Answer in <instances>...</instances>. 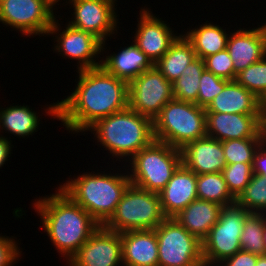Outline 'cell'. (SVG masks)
<instances>
[{
  "label": "cell",
  "mask_w": 266,
  "mask_h": 266,
  "mask_svg": "<svg viewBox=\"0 0 266 266\" xmlns=\"http://www.w3.org/2000/svg\"><path fill=\"white\" fill-rule=\"evenodd\" d=\"M76 72L77 84L72 92L60 101L45 105L43 112L45 117L60 121L67 133L84 136L99 119L128 107V83L102 66Z\"/></svg>",
  "instance_id": "6da1fadb"
},
{
  "label": "cell",
  "mask_w": 266,
  "mask_h": 266,
  "mask_svg": "<svg viewBox=\"0 0 266 266\" xmlns=\"http://www.w3.org/2000/svg\"><path fill=\"white\" fill-rule=\"evenodd\" d=\"M54 193L33 199L44 233L67 264L100 227L97 221L58 186Z\"/></svg>",
  "instance_id": "7a4b0ae2"
},
{
  "label": "cell",
  "mask_w": 266,
  "mask_h": 266,
  "mask_svg": "<svg viewBox=\"0 0 266 266\" xmlns=\"http://www.w3.org/2000/svg\"><path fill=\"white\" fill-rule=\"evenodd\" d=\"M110 165L113 167L114 165L109 164L108 167L113 172L108 171V168L104 171L99 169L81 172L74 177L70 175L67 177L68 180L58 184V187L89 213L100 226L113 215L124 192L131 184L124 164L122 167L118 165V170L110 168Z\"/></svg>",
  "instance_id": "3957f363"
},
{
  "label": "cell",
  "mask_w": 266,
  "mask_h": 266,
  "mask_svg": "<svg viewBox=\"0 0 266 266\" xmlns=\"http://www.w3.org/2000/svg\"><path fill=\"white\" fill-rule=\"evenodd\" d=\"M88 132L94 135L95 145L105 148L112 156L109 157L113 160L112 164L119 161L117 163L121 166L155 140L153 120L129 107L99 119L84 134Z\"/></svg>",
  "instance_id": "277c9868"
},
{
  "label": "cell",
  "mask_w": 266,
  "mask_h": 266,
  "mask_svg": "<svg viewBox=\"0 0 266 266\" xmlns=\"http://www.w3.org/2000/svg\"><path fill=\"white\" fill-rule=\"evenodd\" d=\"M154 138L182 149L187 143L207 136L205 108L172 99L153 120Z\"/></svg>",
  "instance_id": "5b68a950"
},
{
  "label": "cell",
  "mask_w": 266,
  "mask_h": 266,
  "mask_svg": "<svg viewBox=\"0 0 266 266\" xmlns=\"http://www.w3.org/2000/svg\"><path fill=\"white\" fill-rule=\"evenodd\" d=\"M127 163L131 184L158 194L182 164L181 149L154 140Z\"/></svg>",
  "instance_id": "8992f818"
},
{
  "label": "cell",
  "mask_w": 266,
  "mask_h": 266,
  "mask_svg": "<svg viewBox=\"0 0 266 266\" xmlns=\"http://www.w3.org/2000/svg\"><path fill=\"white\" fill-rule=\"evenodd\" d=\"M166 218L157 193L130 184L103 226L118 233L155 230Z\"/></svg>",
  "instance_id": "52a82bcc"
},
{
  "label": "cell",
  "mask_w": 266,
  "mask_h": 266,
  "mask_svg": "<svg viewBox=\"0 0 266 266\" xmlns=\"http://www.w3.org/2000/svg\"><path fill=\"white\" fill-rule=\"evenodd\" d=\"M57 6L56 0H3L0 3V23L11 31L16 30L22 37L45 38L58 16L56 10L60 7Z\"/></svg>",
  "instance_id": "ba28073f"
},
{
  "label": "cell",
  "mask_w": 266,
  "mask_h": 266,
  "mask_svg": "<svg viewBox=\"0 0 266 266\" xmlns=\"http://www.w3.org/2000/svg\"><path fill=\"white\" fill-rule=\"evenodd\" d=\"M249 214L236 203L222 208L219 220L202 240L205 266H216L241 250L240 237Z\"/></svg>",
  "instance_id": "9c48e42d"
},
{
  "label": "cell",
  "mask_w": 266,
  "mask_h": 266,
  "mask_svg": "<svg viewBox=\"0 0 266 266\" xmlns=\"http://www.w3.org/2000/svg\"><path fill=\"white\" fill-rule=\"evenodd\" d=\"M158 266H205L202 242L173 217H167L156 229Z\"/></svg>",
  "instance_id": "30bf717a"
},
{
  "label": "cell",
  "mask_w": 266,
  "mask_h": 266,
  "mask_svg": "<svg viewBox=\"0 0 266 266\" xmlns=\"http://www.w3.org/2000/svg\"><path fill=\"white\" fill-rule=\"evenodd\" d=\"M62 1V5H65L64 9L71 5L68 10L72 8L73 12L69 14L72 17H67L68 22L66 21L71 27L91 33L102 43L115 39L121 23L117 11L119 9L116 7L118 4L114 1L61 0L58 5L61 6Z\"/></svg>",
  "instance_id": "8fae6325"
},
{
  "label": "cell",
  "mask_w": 266,
  "mask_h": 266,
  "mask_svg": "<svg viewBox=\"0 0 266 266\" xmlns=\"http://www.w3.org/2000/svg\"><path fill=\"white\" fill-rule=\"evenodd\" d=\"M61 17L63 15L54 18L47 35L52 36L51 41L54 40L53 53L62 55L66 60H75L76 71L101 66L102 42L91 33L73 28L68 23L61 26L58 22Z\"/></svg>",
  "instance_id": "7c38bea8"
},
{
  "label": "cell",
  "mask_w": 266,
  "mask_h": 266,
  "mask_svg": "<svg viewBox=\"0 0 266 266\" xmlns=\"http://www.w3.org/2000/svg\"><path fill=\"white\" fill-rule=\"evenodd\" d=\"M174 99L172 82L157 68L142 72L128 84V107L152 120Z\"/></svg>",
  "instance_id": "4fadbf2b"
},
{
  "label": "cell",
  "mask_w": 266,
  "mask_h": 266,
  "mask_svg": "<svg viewBox=\"0 0 266 266\" xmlns=\"http://www.w3.org/2000/svg\"><path fill=\"white\" fill-rule=\"evenodd\" d=\"M145 7L146 5L140 8L132 38L138 48L155 64L182 33L174 31L168 21L153 14L148 6Z\"/></svg>",
  "instance_id": "5bb4252c"
},
{
  "label": "cell",
  "mask_w": 266,
  "mask_h": 266,
  "mask_svg": "<svg viewBox=\"0 0 266 266\" xmlns=\"http://www.w3.org/2000/svg\"><path fill=\"white\" fill-rule=\"evenodd\" d=\"M66 266H123L121 234L100 226Z\"/></svg>",
  "instance_id": "9a60e30c"
},
{
  "label": "cell",
  "mask_w": 266,
  "mask_h": 266,
  "mask_svg": "<svg viewBox=\"0 0 266 266\" xmlns=\"http://www.w3.org/2000/svg\"><path fill=\"white\" fill-rule=\"evenodd\" d=\"M207 136L219 141L265 138L262 114L206 112Z\"/></svg>",
  "instance_id": "2e32d148"
},
{
  "label": "cell",
  "mask_w": 266,
  "mask_h": 266,
  "mask_svg": "<svg viewBox=\"0 0 266 266\" xmlns=\"http://www.w3.org/2000/svg\"><path fill=\"white\" fill-rule=\"evenodd\" d=\"M258 23L252 29L250 26L238 29L235 27L228 36L226 49L233 60L234 80L236 74L266 56V33Z\"/></svg>",
  "instance_id": "e0dca14e"
},
{
  "label": "cell",
  "mask_w": 266,
  "mask_h": 266,
  "mask_svg": "<svg viewBox=\"0 0 266 266\" xmlns=\"http://www.w3.org/2000/svg\"><path fill=\"white\" fill-rule=\"evenodd\" d=\"M131 44V45H130ZM121 46L117 51L110 54V47L107 41L102 43L101 66L118 79L124 80L128 84L138 77L142 72L154 67V63L143 53L138 46L132 42ZM108 48V49H107ZM108 51V52H107ZM104 53L106 55H104Z\"/></svg>",
  "instance_id": "ac0fdd59"
},
{
  "label": "cell",
  "mask_w": 266,
  "mask_h": 266,
  "mask_svg": "<svg viewBox=\"0 0 266 266\" xmlns=\"http://www.w3.org/2000/svg\"><path fill=\"white\" fill-rule=\"evenodd\" d=\"M181 155L182 164L196 175L222 172L227 165L222 142L208 136L187 143Z\"/></svg>",
  "instance_id": "d6986e66"
},
{
  "label": "cell",
  "mask_w": 266,
  "mask_h": 266,
  "mask_svg": "<svg viewBox=\"0 0 266 266\" xmlns=\"http://www.w3.org/2000/svg\"><path fill=\"white\" fill-rule=\"evenodd\" d=\"M166 217H175L197 197V175L181 164L158 193Z\"/></svg>",
  "instance_id": "ffe728a7"
},
{
  "label": "cell",
  "mask_w": 266,
  "mask_h": 266,
  "mask_svg": "<svg viewBox=\"0 0 266 266\" xmlns=\"http://www.w3.org/2000/svg\"><path fill=\"white\" fill-rule=\"evenodd\" d=\"M120 234L123 266H158L155 230H133Z\"/></svg>",
  "instance_id": "44dd1931"
},
{
  "label": "cell",
  "mask_w": 266,
  "mask_h": 266,
  "mask_svg": "<svg viewBox=\"0 0 266 266\" xmlns=\"http://www.w3.org/2000/svg\"><path fill=\"white\" fill-rule=\"evenodd\" d=\"M205 112L261 114L260 99L233 80L225 85Z\"/></svg>",
  "instance_id": "7402d4cb"
},
{
  "label": "cell",
  "mask_w": 266,
  "mask_h": 266,
  "mask_svg": "<svg viewBox=\"0 0 266 266\" xmlns=\"http://www.w3.org/2000/svg\"><path fill=\"white\" fill-rule=\"evenodd\" d=\"M222 208L214 202L196 199L173 218L202 242L219 220Z\"/></svg>",
  "instance_id": "603a6c76"
},
{
  "label": "cell",
  "mask_w": 266,
  "mask_h": 266,
  "mask_svg": "<svg viewBox=\"0 0 266 266\" xmlns=\"http://www.w3.org/2000/svg\"><path fill=\"white\" fill-rule=\"evenodd\" d=\"M12 105H8L6 108L2 105L0 107V135L2 133V136L9 139L11 138L8 136L12 135L21 139L32 137L40 128L42 115L34 108L32 109V106L30 108L28 104L16 105L15 103L14 106L13 103ZM4 132L10 135L6 136Z\"/></svg>",
  "instance_id": "cb8c5ba5"
},
{
  "label": "cell",
  "mask_w": 266,
  "mask_h": 266,
  "mask_svg": "<svg viewBox=\"0 0 266 266\" xmlns=\"http://www.w3.org/2000/svg\"><path fill=\"white\" fill-rule=\"evenodd\" d=\"M191 28L189 27L187 31L183 30L181 33L192 44L198 58L204 60L206 57L226 49L231 28H227V32L226 27L224 29L219 24L208 20Z\"/></svg>",
  "instance_id": "d4e9b609"
},
{
  "label": "cell",
  "mask_w": 266,
  "mask_h": 266,
  "mask_svg": "<svg viewBox=\"0 0 266 266\" xmlns=\"http://www.w3.org/2000/svg\"><path fill=\"white\" fill-rule=\"evenodd\" d=\"M196 58L192 44L181 34L154 66L173 83Z\"/></svg>",
  "instance_id": "484cf974"
},
{
  "label": "cell",
  "mask_w": 266,
  "mask_h": 266,
  "mask_svg": "<svg viewBox=\"0 0 266 266\" xmlns=\"http://www.w3.org/2000/svg\"><path fill=\"white\" fill-rule=\"evenodd\" d=\"M197 197L223 207L236 202V198L227 187L222 172L197 175Z\"/></svg>",
  "instance_id": "4316f807"
},
{
  "label": "cell",
  "mask_w": 266,
  "mask_h": 266,
  "mask_svg": "<svg viewBox=\"0 0 266 266\" xmlns=\"http://www.w3.org/2000/svg\"><path fill=\"white\" fill-rule=\"evenodd\" d=\"M204 70L203 59L197 57L193 60L172 83L174 99L197 104L199 81Z\"/></svg>",
  "instance_id": "83f0119b"
},
{
  "label": "cell",
  "mask_w": 266,
  "mask_h": 266,
  "mask_svg": "<svg viewBox=\"0 0 266 266\" xmlns=\"http://www.w3.org/2000/svg\"><path fill=\"white\" fill-rule=\"evenodd\" d=\"M265 223V213H250L246 217L240 237L241 250L257 255H264L263 232Z\"/></svg>",
  "instance_id": "f1b7e54d"
},
{
  "label": "cell",
  "mask_w": 266,
  "mask_h": 266,
  "mask_svg": "<svg viewBox=\"0 0 266 266\" xmlns=\"http://www.w3.org/2000/svg\"><path fill=\"white\" fill-rule=\"evenodd\" d=\"M265 141V138H243L222 141L227 165L238 162L253 163L256 151Z\"/></svg>",
  "instance_id": "f546056e"
},
{
  "label": "cell",
  "mask_w": 266,
  "mask_h": 266,
  "mask_svg": "<svg viewBox=\"0 0 266 266\" xmlns=\"http://www.w3.org/2000/svg\"><path fill=\"white\" fill-rule=\"evenodd\" d=\"M235 203L250 213H266V179L253 174Z\"/></svg>",
  "instance_id": "4dcf8cb0"
},
{
  "label": "cell",
  "mask_w": 266,
  "mask_h": 266,
  "mask_svg": "<svg viewBox=\"0 0 266 266\" xmlns=\"http://www.w3.org/2000/svg\"><path fill=\"white\" fill-rule=\"evenodd\" d=\"M235 81L261 100L266 94V56L236 74Z\"/></svg>",
  "instance_id": "1f68e13d"
},
{
  "label": "cell",
  "mask_w": 266,
  "mask_h": 266,
  "mask_svg": "<svg viewBox=\"0 0 266 266\" xmlns=\"http://www.w3.org/2000/svg\"><path fill=\"white\" fill-rule=\"evenodd\" d=\"M253 163H235L226 165L222 174L230 193L237 198L249 184L253 176Z\"/></svg>",
  "instance_id": "d6a6232c"
},
{
  "label": "cell",
  "mask_w": 266,
  "mask_h": 266,
  "mask_svg": "<svg viewBox=\"0 0 266 266\" xmlns=\"http://www.w3.org/2000/svg\"><path fill=\"white\" fill-rule=\"evenodd\" d=\"M228 82L229 80L220 78L205 69L199 81L197 105L206 109Z\"/></svg>",
  "instance_id": "836d02e7"
},
{
  "label": "cell",
  "mask_w": 266,
  "mask_h": 266,
  "mask_svg": "<svg viewBox=\"0 0 266 266\" xmlns=\"http://www.w3.org/2000/svg\"><path fill=\"white\" fill-rule=\"evenodd\" d=\"M205 69L214 75L233 81L234 65L227 49L210 55L204 59Z\"/></svg>",
  "instance_id": "e575fe53"
},
{
  "label": "cell",
  "mask_w": 266,
  "mask_h": 266,
  "mask_svg": "<svg viewBox=\"0 0 266 266\" xmlns=\"http://www.w3.org/2000/svg\"><path fill=\"white\" fill-rule=\"evenodd\" d=\"M19 245L15 235L9 237L0 234V266H14L19 262V258L24 255Z\"/></svg>",
  "instance_id": "d590c367"
},
{
  "label": "cell",
  "mask_w": 266,
  "mask_h": 266,
  "mask_svg": "<svg viewBox=\"0 0 266 266\" xmlns=\"http://www.w3.org/2000/svg\"><path fill=\"white\" fill-rule=\"evenodd\" d=\"M259 255L240 250L216 266H255Z\"/></svg>",
  "instance_id": "8d00e7d4"
},
{
  "label": "cell",
  "mask_w": 266,
  "mask_h": 266,
  "mask_svg": "<svg viewBox=\"0 0 266 266\" xmlns=\"http://www.w3.org/2000/svg\"><path fill=\"white\" fill-rule=\"evenodd\" d=\"M252 166L254 174L266 179V141L256 151Z\"/></svg>",
  "instance_id": "74e56055"
},
{
  "label": "cell",
  "mask_w": 266,
  "mask_h": 266,
  "mask_svg": "<svg viewBox=\"0 0 266 266\" xmlns=\"http://www.w3.org/2000/svg\"><path fill=\"white\" fill-rule=\"evenodd\" d=\"M13 141L9 138L0 135V169L4 167L7 161H10V156L12 153V148H14V145L12 144ZM9 158V159H8Z\"/></svg>",
  "instance_id": "f35d334b"
},
{
  "label": "cell",
  "mask_w": 266,
  "mask_h": 266,
  "mask_svg": "<svg viewBox=\"0 0 266 266\" xmlns=\"http://www.w3.org/2000/svg\"><path fill=\"white\" fill-rule=\"evenodd\" d=\"M260 110L263 117L266 116V94L260 100Z\"/></svg>",
  "instance_id": "ab89813d"
},
{
  "label": "cell",
  "mask_w": 266,
  "mask_h": 266,
  "mask_svg": "<svg viewBox=\"0 0 266 266\" xmlns=\"http://www.w3.org/2000/svg\"><path fill=\"white\" fill-rule=\"evenodd\" d=\"M255 266H266V255H259Z\"/></svg>",
  "instance_id": "60d3db41"
},
{
  "label": "cell",
  "mask_w": 266,
  "mask_h": 266,
  "mask_svg": "<svg viewBox=\"0 0 266 266\" xmlns=\"http://www.w3.org/2000/svg\"><path fill=\"white\" fill-rule=\"evenodd\" d=\"M266 216V213H265ZM263 239H264V246H265V251H264V255H266V223H265V228H264V232H263Z\"/></svg>",
  "instance_id": "b9f144b4"
},
{
  "label": "cell",
  "mask_w": 266,
  "mask_h": 266,
  "mask_svg": "<svg viewBox=\"0 0 266 266\" xmlns=\"http://www.w3.org/2000/svg\"><path fill=\"white\" fill-rule=\"evenodd\" d=\"M263 129H264V132H265V140H266V116L264 117Z\"/></svg>",
  "instance_id": "7bdbcfd3"
},
{
  "label": "cell",
  "mask_w": 266,
  "mask_h": 266,
  "mask_svg": "<svg viewBox=\"0 0 266 266\" xmlns=\"http://www.w3.org/2000/svg\"><path fill=\"white\" fill-rule=\"evenodd\" d=\"M262 23H263V24H262ZM261 24H262V26H263V28H264V30H265V33H266V21H265V23L261 21Z\"/></svg>",
  "instance_id": "ee69618b"
}]
</instances>
